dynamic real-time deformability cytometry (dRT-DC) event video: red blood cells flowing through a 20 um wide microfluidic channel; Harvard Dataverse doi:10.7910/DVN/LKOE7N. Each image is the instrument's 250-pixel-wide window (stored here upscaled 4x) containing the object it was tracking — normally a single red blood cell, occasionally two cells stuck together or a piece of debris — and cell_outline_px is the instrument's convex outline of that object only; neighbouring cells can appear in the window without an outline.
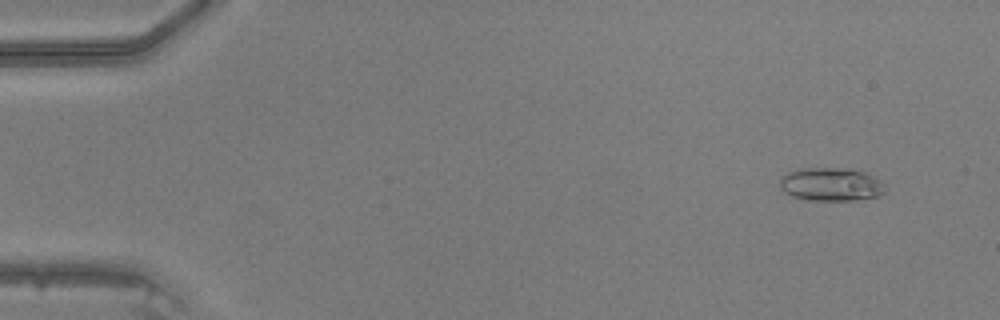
{"species": "common noctule bat (a hibernating species)", "species_latin": "Nyctalus noctula", "temperature_condition": "warm", "stored_images_in_passage": 44, "camera_frame_rate_fps": 3000, "um_per_image_px": 0.085, "animal": {"sex": "male", "body_mass_g": 20.5, "forearm_length_mm": 52.5}, "frame": {"image": 1, "passage_image": 1, "time_ms": 0.0, "image_size_px": [1000, 320], "cell_outline_px": [[884, 192], [880, 196], [856, 200], [808, 200], [792, 196], [784, 192], [780, 188], [780, 176], [788, 172], [800, 168], [836, 168], [864, 172], [880, 180], [884, 184]], "centroid_in_image_um": [70.6, 15.68], "position_along_channel_um": 14.4, "area_um2": 20.4}}
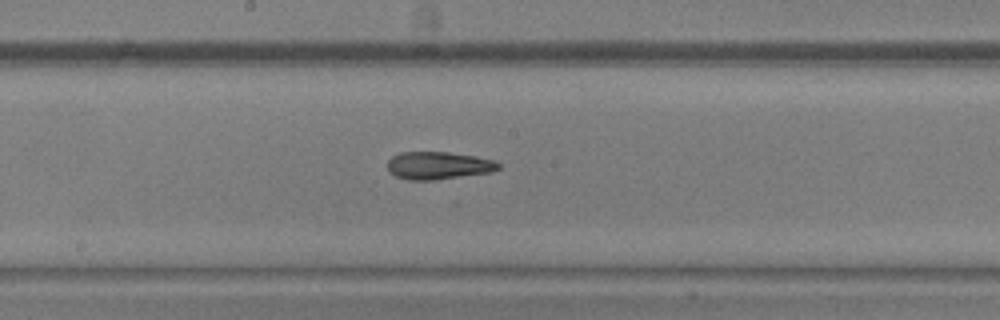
{"frame": {"image": 2, "passage_image": 23, "time_ms": 7.333, "image_size_px": [1000, 320], "cell_outline_px": [[500, 168], [492, 172], [436, 180], [408, 180], [396, 176], [388, 172], [388, 160], [392, 156], [400, 152], [448, 152], [476, 156], [496, 160], [500, 164]], "centroid_in_image_um": [37.28, 14.07], "position_along_channel_um": 210.9, "area_um2": 18.09}}
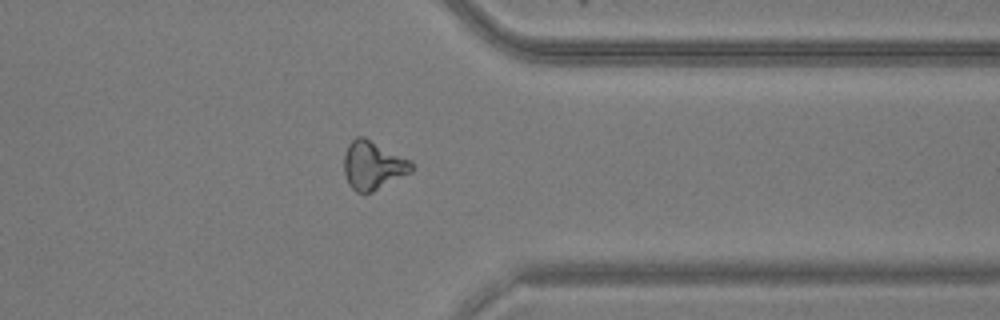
{"frame": {"image": 3, "passage_image": 35, "time_ms": 11.333, "image_size_px": [1000, 320], "cell_outline_px": [[412, 172], [364, 196], [356, 192], [348, 184], [344, 172], [344, 156], [348, 144], [356, 136], [364, 136], [412, 160]], "centroid_in_image_um": [31.7, 14.06], "position_along_channel_um": 379.7, "area_um2": 19.42}}